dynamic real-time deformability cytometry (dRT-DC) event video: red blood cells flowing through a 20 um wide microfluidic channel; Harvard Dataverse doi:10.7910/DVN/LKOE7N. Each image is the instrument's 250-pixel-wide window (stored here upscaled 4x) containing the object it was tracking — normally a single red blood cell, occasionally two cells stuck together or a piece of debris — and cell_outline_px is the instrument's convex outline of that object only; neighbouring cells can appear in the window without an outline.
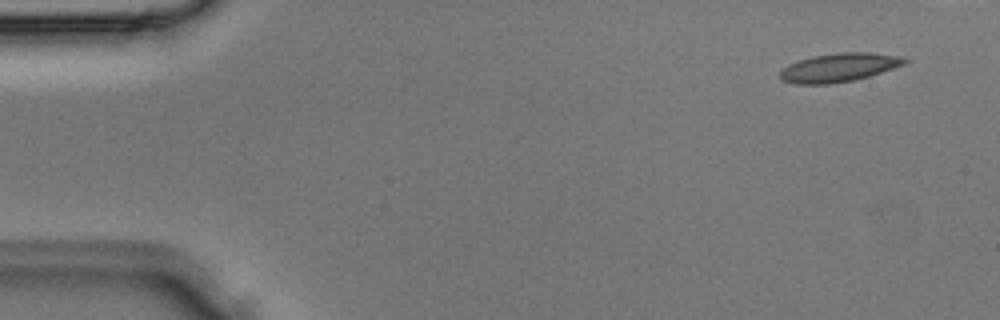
{"species": "Egyptian fruit bat (a non-hibernating species)", "species_latin": "Rousettus aegyptiacus", "temperature_condition": "room temperature", "stored_images_in_passage": 4, "camera_frame_rate_fps": 3000, "um_per_image_px": 0.085, "animal": {"sex": "male"}, "frame": {"image": 1, "passage_image": 1, "time_ms": 0.0, "image_size_px": [1000, 320], "cell_outline_px": [[912, 60], [908, 64], [868, 76], [852, 80], [828, 84], [796, 84], [780, 80], [780, 72], [788, 64], [812, 56], [840, 52], [868, 52], [900, 56]], "centroid_in_image_um": [71.36, 5.73], "position_along_channel_um": 13.6, "area_um2": 20.87}}